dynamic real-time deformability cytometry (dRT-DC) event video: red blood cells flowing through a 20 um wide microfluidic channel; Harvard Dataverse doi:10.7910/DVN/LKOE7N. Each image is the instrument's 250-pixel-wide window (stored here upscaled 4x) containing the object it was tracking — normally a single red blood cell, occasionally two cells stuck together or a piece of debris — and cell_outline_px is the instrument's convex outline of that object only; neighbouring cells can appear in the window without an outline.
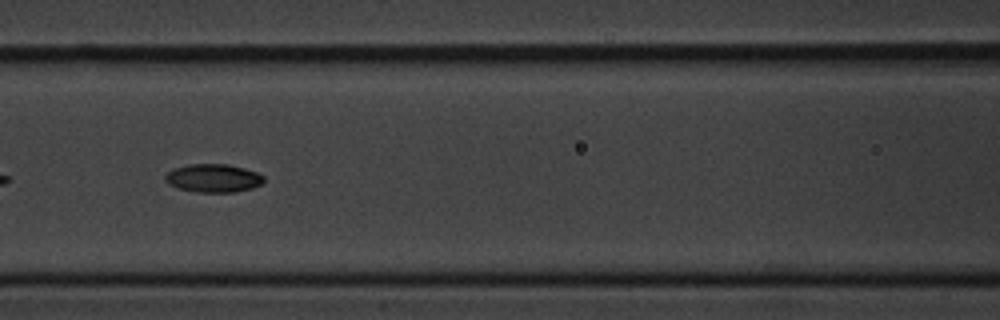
{"species": "common noctule bat (a hibernating species)", "species_latin": "Nyctalus noctula", "temperature_condition": "cold", "stored_images_in_passage": 19, "camera_frame_rate_fps": 3000, "um_per_image_px": 0.085, "animal": {"sex": "male", "body_mass_g": 20.1, "forearm_length_mm": 53.5}, "frame": {"image": 1, "passage_image": 9, "time_ms": 2.667, "image_size_px": [1000, 320], "cell_outline_px": [[264, 180], [260, 184], [252, 188], [236, 192], [196, 192], [176, 188], [168, 184], [164, 180], [164, 176], [172, 168], [188, 164], [228, 164], [244, 168], [256, 172], [264, 176]], "centroid_in_image_um": [18.09, 15.14], "position_along_channel_um": 148.5, "area_um2": 16.42}}
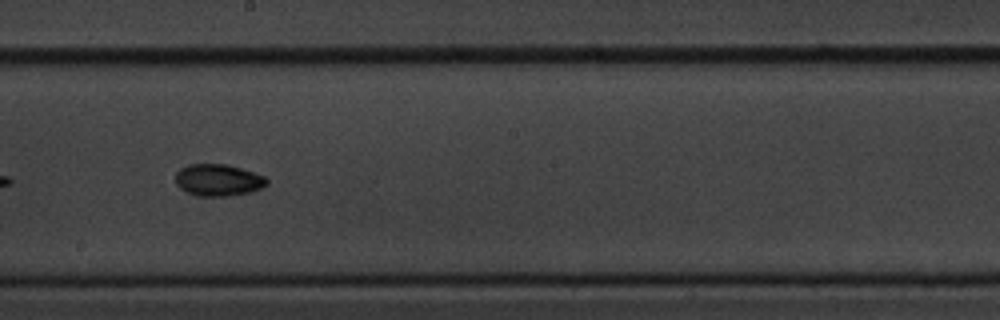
{"frame": {"image": 2, "passage_image": 16, "time_ms": 5.0, "image_size_px": [1000, 320], "cell_outline_px": [[268, 184], [264, 188], [252, 192], [228, 196], [200, 196], [188, 192], [180, 188], [176, 184], [176, 172], [180, 168], [188, 164], [228, 164], [264, 176], [268, 180]], "centroid_in_image_um": [18.57, 15.31], "position_along_channel_um": 229.6, "area_um2": 17.05}}